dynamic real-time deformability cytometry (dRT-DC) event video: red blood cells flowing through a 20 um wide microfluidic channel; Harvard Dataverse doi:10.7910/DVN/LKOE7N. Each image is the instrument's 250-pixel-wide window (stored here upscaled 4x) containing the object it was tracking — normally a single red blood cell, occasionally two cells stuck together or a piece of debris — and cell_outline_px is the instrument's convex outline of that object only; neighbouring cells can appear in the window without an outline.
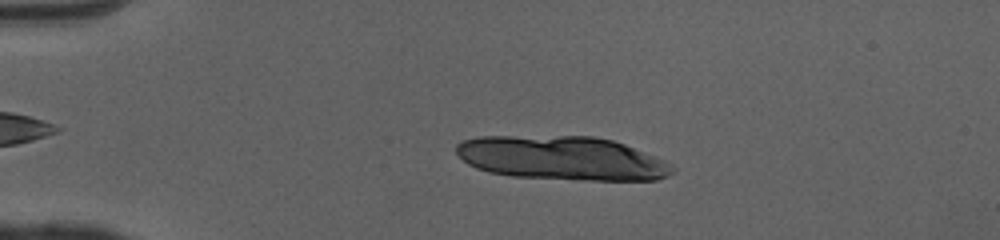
{"species": "human", "species_latin": "Homo sapiens", "temperature_condition": "cold", "stored_images_in_passage": 19, "camera_frame_rate_fps": 3000, "um_per_image_px": 0.085, "donor": {"sex": "female"}, "frame": {"image": 1, "passage_image": 11, "time_ms": 3.333, "image_size_px": [1000, 240], "cell_outline_px": [[676, 168], [668, 176], [656, 180], [592, 180], [512, 176], [488, 172], [476, 168], [468, 164], [456, 152], [456, 144], [460, 140], [480, 136], [592, 136], [612, 140], [624, 144], [664, 160]], "centroid_in_image_um": [47.75, 13.44], "position_along_channel_um": 37.3, "area_um2": 55.2}}